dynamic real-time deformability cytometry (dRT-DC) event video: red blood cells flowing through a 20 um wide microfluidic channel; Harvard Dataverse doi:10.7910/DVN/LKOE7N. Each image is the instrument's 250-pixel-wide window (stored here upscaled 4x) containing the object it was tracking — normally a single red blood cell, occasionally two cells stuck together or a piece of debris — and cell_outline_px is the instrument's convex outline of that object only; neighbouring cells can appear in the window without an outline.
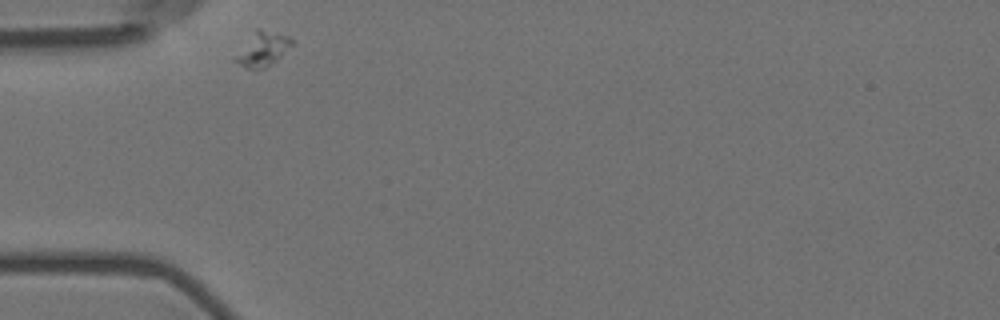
{"species": "Egyptian fruit bat (a non-hibernating species)", "species_latin": "Rousettus aegyptiacus", "temperature_condition": "room temperature", "stored_images_in_passage": 34, "camera_frame_rate_fps": 3000, "um_per_image_px": 0.085, "animal": {"sex": "female"}, "frame": {"image": 1, "passage_image": 1, "time_ms": 0.0, "image_size_px": [1000, 320], "cell_outline_px": [[296, 44], [276, 60], [264, 68], [248, 68], [232, 60], [256, 28], [260, 28], [288, 36]], "centroid_in_image_um": [22.36, 4.15], "position_along_channel_um": 62.6, "area_um2": 11.1}}
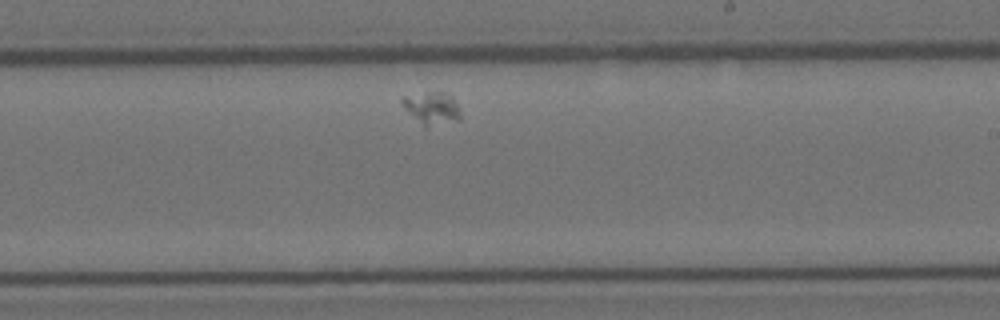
{"frame": {"image": 2, "passage_image": 20, "time_ms": 6.333, "image_size_px": [1000, 320], "cell_outline_px": [[460, 120], [424, 128], [404, 108], [400, 100], [404, 96], [428, 92], [444, 92], [452, 96], [460, 112]], "centroid_in_image_um": [36.7, 9.21], "position_along_channel_um": 252.3, "area_um2": 11.1}}
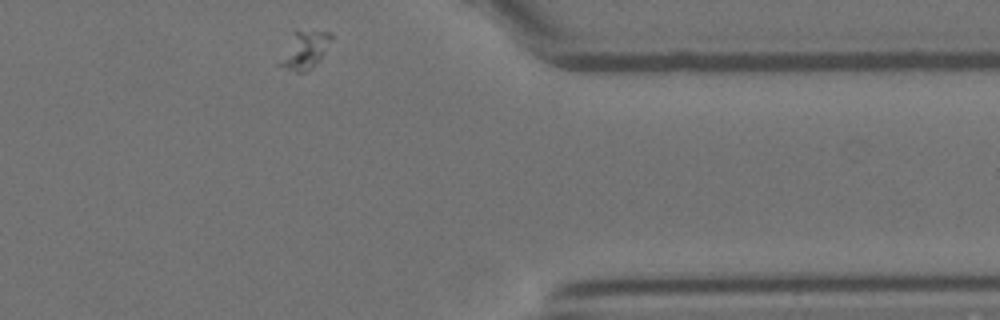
{"frame": {"image": 3, "passage_image": 34, "time_ms": 11.0, "image_size_px": [1000, 320], "cell_outline_px": [[332, 36], [324, 52], [312, 68], [300, 72], [296, 72], [276, 64], [292, 32], [296, 28], [332, 32]], "centroid_in_image_um": [25.84, 4.19], "position_along_channel_um": 385.6, "area_um2": 11.5}}